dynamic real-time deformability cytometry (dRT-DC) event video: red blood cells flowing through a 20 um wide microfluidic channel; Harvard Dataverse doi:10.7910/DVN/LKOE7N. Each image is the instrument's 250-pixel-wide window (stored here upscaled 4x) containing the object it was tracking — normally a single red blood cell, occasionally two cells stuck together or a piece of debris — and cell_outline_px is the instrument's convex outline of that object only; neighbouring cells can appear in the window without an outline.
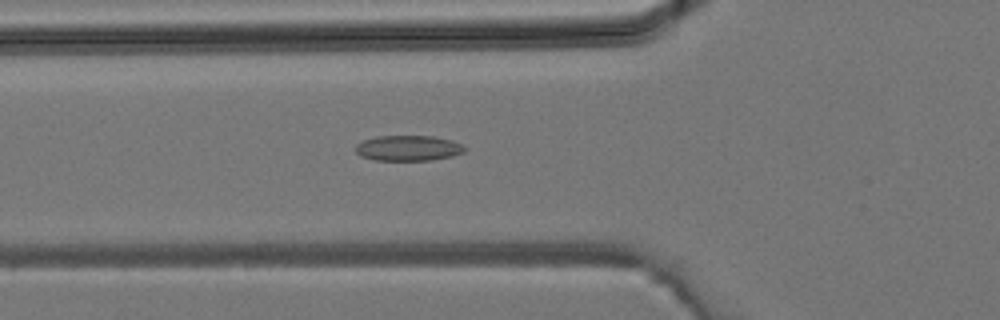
{"species": "common noctule bat (a hibernating species)", "species_latin": "Nyctalus noctula", "temperature_condition": "room temperature", "stored_images_in_passage": 40, "segment_of_instrument_passage": [1, 2], "camera_frame_rate_fps": 3000, "um_per_image_px": 0.085, "animal": {"sex": "male", "body_mass_g": 19.2, "forearm_length_mm": 51.8}, "frame": {"image": 1, "passage_image": 14, "time_ms": 4.333, "image_size_px": [1000, 320], "cell_outline_px": [[468, 148], [464, 152], [452, 156], [432, 160], [376, 160], [360, 156], [356, 152], [356, 144], [364, 140], [376, 136], [432, 136], [452, 140]], "centroid_in_image_um": [34.71, 12.59], "position_along_channel_um": 91.1, "area_um2": 16.18}}
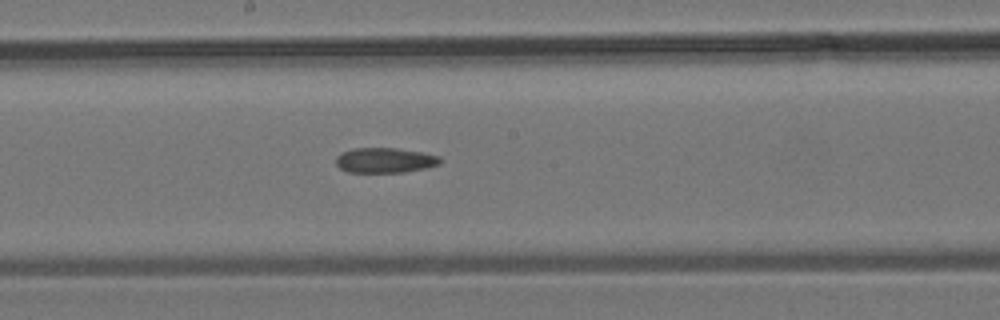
{"frame": {"image": 2, "passage_image": 21, "time_ms": 6.667, "image_size_px": [1000, 320], "cell_outline_px": [[444, 160], [440, 164], [428, 168], [404, 172], [348, 172], [340, 168], [336, 164], [336, 156], [340, 152], [352, 148], [396, 148], [420, 152], [440, 156]], "centroid_in_image_um": [32.73, 13.62], "position_along_channel_um": 215.5, "area_um2": 15.43}}
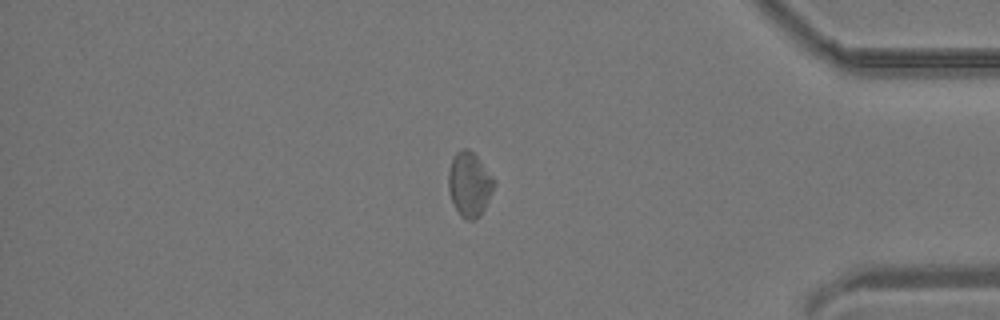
{"frame": {"image": 3, "passage_image": 33, "time_ms": 10.667, "image_size_px": [1000, 320], "cell_outline_px": [[496, 184], [480, 216], [476, 220], [468, 220], [460, 216], [452, 200], [448, 188], [448, 172], [452, 156], [456, 152], [464, 148], [468, 148], [476, 156], [496, 180]], "centroid_in_image_um": [39.9, 15.66], "position_along_channel_um": 395.3, "area_um2": 17.17}}